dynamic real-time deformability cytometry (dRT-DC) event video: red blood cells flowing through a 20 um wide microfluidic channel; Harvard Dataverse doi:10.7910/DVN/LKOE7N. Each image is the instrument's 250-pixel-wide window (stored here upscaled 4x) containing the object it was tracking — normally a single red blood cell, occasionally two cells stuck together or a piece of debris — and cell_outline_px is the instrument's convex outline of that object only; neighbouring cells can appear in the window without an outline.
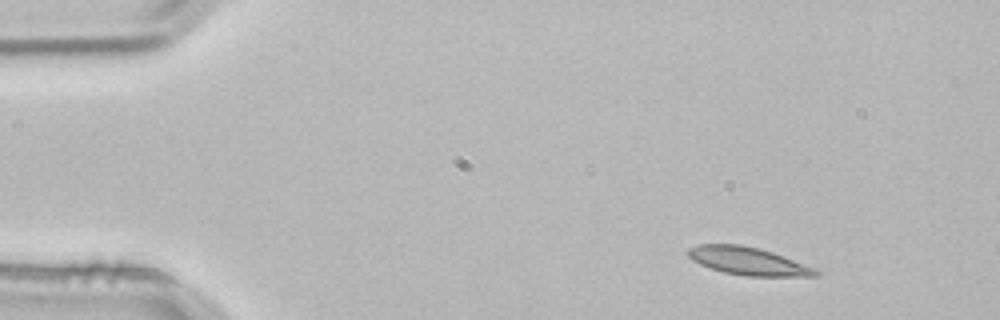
{"species": "common noctule bat (a hibernating species)", "species_latin": "Nyctalus noctula", "temperature_condition": "room temperature", "stored_images_in_passage": 4, "camera_frame_rate_fps": 3000, "um_per_image_px": 0.085, "animal": {"sex": "male", "body_mass_g": 21.5, "forearm_length_mm": 52.0}, "frame": {"image": 1, "passage_image": 1, "time_ms": 0.0, "image_size_px": [1000, 320], "cell_outline_px": [[820, 276], [744, 276], [724, 272], [700, 264], [692, 260], [688, 256], [688, 248], [700, 244], [740, 244], [760, 248], [772, 252], [816, 268], [820, 272]], "centroid_in_image_um": [63.61, 22.19], "position_along_channel_um": 21.4, "area_um2": 20.69}}
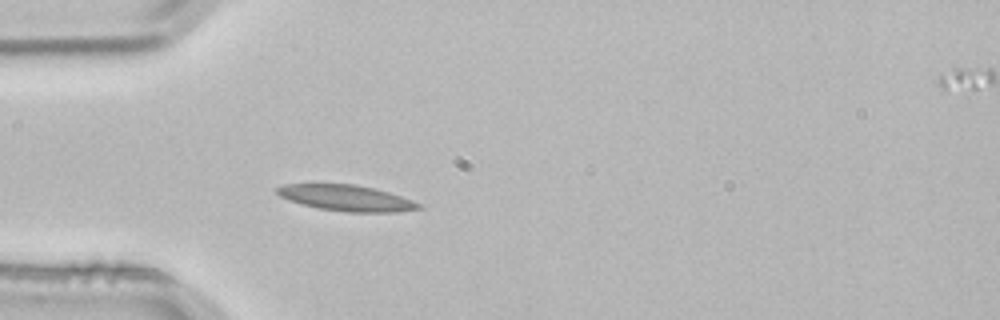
{"frame": {"image": 2, "passage_image": 3, "time_ms": 0.667, "image_size_px": [1000, 320], "cell_outline_px": [[424, 208], [396, 212], [348, 212], [320, 208], [300, 204], [288, 200], [280, 196], [276, 192], [276, 188], [284, 184], [356, 184], [388, 192], [412, 200], [420, 204]], "centroid_in_image_um": [29.43, 16.83], "position_along_channel_um": 55.6, "area_um2": 21.27}}